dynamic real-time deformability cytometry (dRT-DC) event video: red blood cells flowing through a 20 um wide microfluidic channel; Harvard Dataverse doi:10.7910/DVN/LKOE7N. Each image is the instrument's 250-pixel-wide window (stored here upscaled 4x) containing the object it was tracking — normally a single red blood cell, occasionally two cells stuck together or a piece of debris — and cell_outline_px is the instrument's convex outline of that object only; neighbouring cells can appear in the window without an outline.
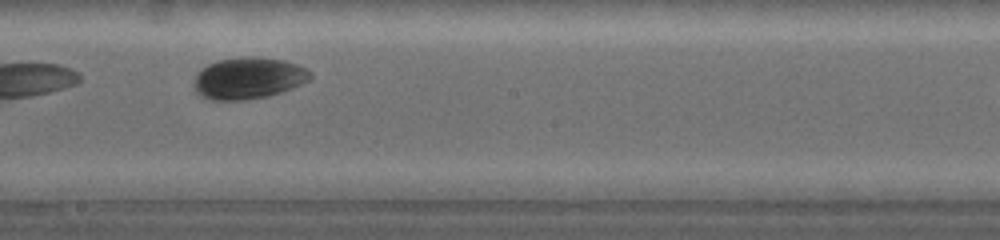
{"species": "common noctule bat (a hibernating species)", "species_latin": "Nyctalus noctula", "temperature_condition": "warm", "stored_images_in_passage": 37, "camera_frame_rate_fps": 5000, "um_per_image_px": 0.085, "animal": {"sex": "female", "body_mass_g": 19.0, "forearm_length_mm": 53.3}, "frame": {"image": 1, "passage_image": 22, "time_ms": 4.4, "image_size_px": [1000, 240], "cell_outline_px": [[312, 76], [308, 80], [292, 88], [268, 96], [244, 100], [208, 100], [196, 92], [196, 76], [208, 64], [220, 60], [252, 56], [284, 60], [308, 68], [312, 72]], "centroid_in_image_um": [21.16, 6.65], "position_along_channel_um": 227.0, "area_um2": 27.86}}